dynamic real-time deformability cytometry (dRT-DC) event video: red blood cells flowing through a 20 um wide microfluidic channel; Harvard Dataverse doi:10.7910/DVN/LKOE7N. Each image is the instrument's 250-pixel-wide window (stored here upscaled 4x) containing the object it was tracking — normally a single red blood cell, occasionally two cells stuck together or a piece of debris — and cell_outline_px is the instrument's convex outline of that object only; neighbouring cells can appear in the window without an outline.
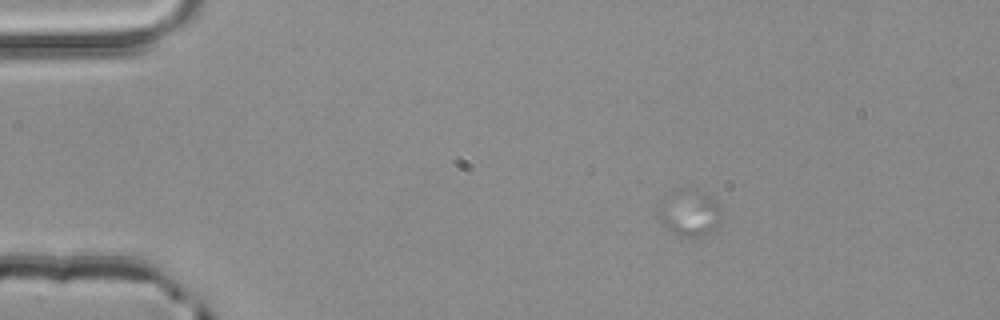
{"species": "common noctule bat (a hibernating species)", "species_latin": "Nyctalus noctula", "temperature_condition": "room temperature", "stored_images_in_passage": 3, "camera_frame_rate_fps": 3000, "um_per_image_px": 0.085, "animal": {"sex": "male", "body_mass_g": 20.4}, "frame": {"image": 1, "passage_image": 2, "time_ms": 0.333, "image_size_px": [1000, 320], "cell_outline_px": [[724, 216], [716, 228], [704, 236], [680, 236], [672, 232], [656, 216], [656, 208], [660, 200], [704, 196], [720, 204]], "centroid_in_image_um": [58.65, 18.32], "position_along_channel_um": 26.3, "area_um2": 15.26}}